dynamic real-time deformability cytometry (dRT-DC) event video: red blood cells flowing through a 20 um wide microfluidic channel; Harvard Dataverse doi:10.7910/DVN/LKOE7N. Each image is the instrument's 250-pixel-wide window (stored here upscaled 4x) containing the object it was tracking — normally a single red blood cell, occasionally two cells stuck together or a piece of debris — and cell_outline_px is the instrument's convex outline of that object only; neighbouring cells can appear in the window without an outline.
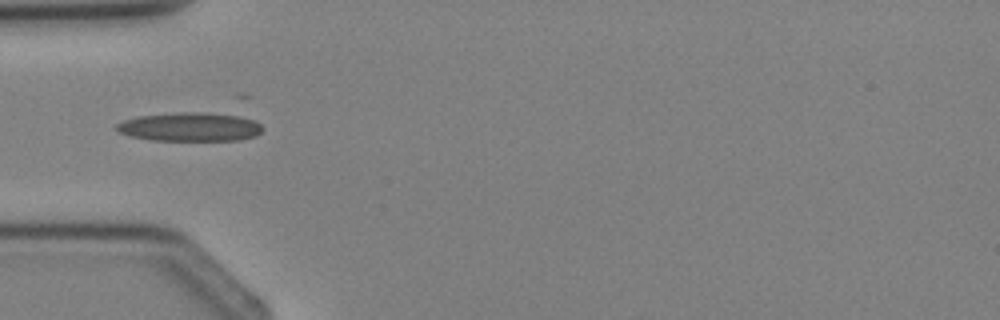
{"species": "Egyptian fruit bat (a non-hibernating species)", "species_latin": "Rousettus aegyptiacus", "temperature_condition": "cold", "stored_images_in_passage": 1, "camera_frame_rate_fps": 3000, "um_per_image_px": 0.085, "animal": {"sex": "female"}, "frame": {"image": 1, "passage_image": 1, "time_ms": 0.0, "image_size_px": [1000, 320], "cell_outline_px": [[264, 128], [256, 136], [236, 140], [152, 140], [128, 136], [116, 132], [116, 124], [124, 120], [136, 116], [180, 112], [200, 112], [240, 116], [256, 120]], "centroid_in_image_um": [16.12, 10.78], "position_along_channel_um": 68.9, "area_um2": 24.62}}